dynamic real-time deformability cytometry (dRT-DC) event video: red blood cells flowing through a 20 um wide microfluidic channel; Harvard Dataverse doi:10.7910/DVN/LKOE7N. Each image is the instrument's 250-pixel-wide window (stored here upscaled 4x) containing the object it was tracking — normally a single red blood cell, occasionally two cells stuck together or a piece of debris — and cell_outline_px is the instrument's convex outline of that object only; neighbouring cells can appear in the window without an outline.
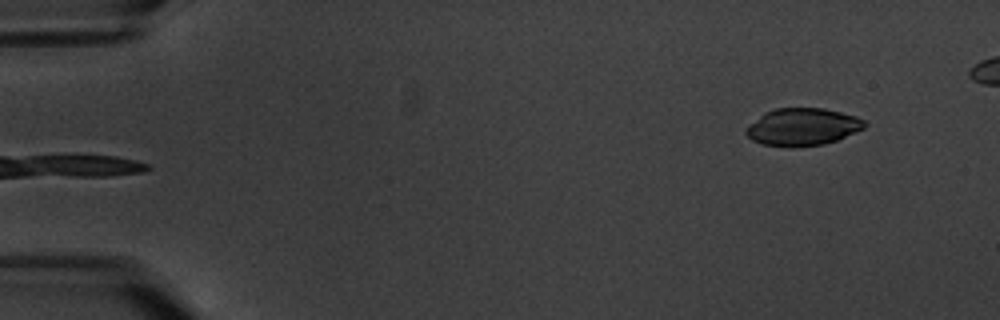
{"species": "common noctule bat (a hibernating species)", "species_latin": "Nyctalus noctula", "temperature_condition": "warm", "stored_images_in_passage": 5, "camera_frame_rate_fps": 3000, "um_per_image_px": 0.085, "animal": {"sex": "male", "body_mass_g": 20.1, "forearm_length_mm": 53.5}, "frame": {"image": 1, "passage_image": 5, "time_ms": 4.667, "image_size_px": [1000, 320], "cell_outline_px": [[864, 128], [836, 140], [824, 144], [792, 148], [764, 144], [752, 140], [744, 132], [748, 124], [764, 112], [776, 108], [824, 108], [856, 116], [864, 120]], "centroid_in_image_um": [68.17, 10.79], "position_along_channel_um": 16.8, "area_um2": 25.84}}